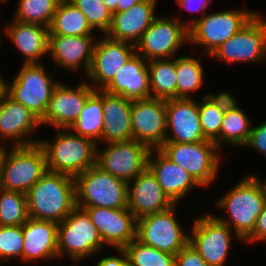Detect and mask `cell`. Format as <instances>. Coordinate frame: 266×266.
<instances>
[{
  "label": "cell",
  "mask_w": 266,
  "mask_h": 266,
  "mask_svg": "<svg viewBox=\"0 0 266 266\" xmlns=\"http://www.w3.org/2000/svg\"><path fill=\"white\" fill-rule=\"evenodd\" d=\"M28 216L57 224L76 207L75 178L63 173H47L26 193Z\"/></svg>",
  "instance_id": "cell-1"
},
{
  "label": "cell",
  "mask_w": 266,
  "mask_h": 266,
  "mask_svg": "<svg viewBox=\"0 0 266 266\" xmlns=\"http://www.w3.org/2000/svg\"><path fill=\"white\" fill-rule=\"evenodd\" d=\"M265 203L263 188L251 173L242 177L216 201V207L227 211L229 218L214 216L244 240L253 231Z\"/></svg>",
  "instance_id": "cell-2"
},
{
  "label": "cell",
  "mask_w": 266,
  "mask_h": 266,
  "mask_svg": "<svg viewBox=\"0 0 266 266\" xmlns=\"http://www.w3.org/2000/svg\"><path fill=\"white\" fill-rule=\"evenodd\" d=\"M53 141L39 140L43 148L47 169L72 177L96 165L97 144L89 138L76 135L70 129H56Z\"/></svg>",
  "instance_id": "cell-3"
},
{
  "label": "cell",
  "mask_w": 266,
  "mask_h": 266,
  "mask_svg": "<svg viewBox=\"0 0 266 266\" xmlns=\"http://www.w3.org/2000/svg\"><path fill=\"white\" fill-rule=\"evenodd\" d=\"M7 147L0 163V188L26 194L48 171L44 150L38 143Z\"/></svg>",
  "instance_id": "cell-4"
},
{
  "label": "cell",
  "mask_w": 266,
  "mask_h": 266,
  "mask_svg": "<svg viewBox=\"0 0 266 266\" xmlns=\"http://www.w3.org/2000/svg\"><path fill=\"white\" fill-rule=\"evenodd\" d=\"M258 11L221 10L205 14L201 18H192L188 23L189 43L201 46L202 57L215 52L225 41L243 28Z\"/></svg>",
  "instance_id": "cell-5"
},
{
  "label": "cell",
  "mask_w": 266,
  "mask_h": 266,
  "mask_svg": "<svg viewBox=\"0 0 266 266\" xmlns=\"http://www.w3.org/2000/svg\"><path fill=\"white\" fill-rule=\"evenodd\" d=\"M76 207L127 208L128 183L94 165L75 177Z\"/></svg>",
  "instance_id": "cell-6"
},
{
  "label": "cell",
  "mask_w": 266,
  "mask_h": 266,
  "mask_svg": "<svg viewBox=\"0 0 266 266\" xmlns=\"http://www.w3.org/2000/svg\"><path fill=\"white\" fill-rule=\"evenodd\" d=\"M105 245L87 212L75 207L66 219L58 224V258L70 257L75 263L98 254Z\"/></svg>",
  "instance_id": "cell-7"
},
{
  "label": "cell",
  "mask_w": 266,
  "mask_h": 266,
  "mask_svg": "<svg viewBox=\"0 0 266 266\" xmlns=\"http://www.w3.org/2000/svg\"><path fill=\"white\" fill-rule=\"evenodd\" d=\"M159 150L186 170L201 188L212 185L222 163L220 150L210 140L196 143L165 142Z\"/></svg>",
  "instance_id": "cell-8"
},
{
  "label": "cell",
  "mask_w": 266,
  "mask_h": 266,
  "mask_svg": "<svg viewBox=\"0 0 266 266\" xmlns=\"http://www.w3.org/2000/svg\"><path fill=\"white\" fill-rule=\"evenodd\" d=\"M186 44H185V43ZM189 43V28L186 21L178 17L157 16L139 41L135 44L136 54L146 61L170 59Z\"/></svg>",
  "instance_id": "cell-9"
},
{
  "label": "cell",
  "mask_w": 266,
  "mask_h": 266,
  "mask_svg": "<svg viewBox=\"0 0 266 266\" xmlns=\"http://www.w3.org/2000/svg\"><path fill=\"white\" fill-rule=\"evenodd\" d=\"M21 66L12 82H9L8 97L24 105L41 120L59 81L47 74L42 62L23 63Z\"/></svg>",
  "instance_id": "cell-10"
},
{
  "label": "cell",
  "mask_w": 266,
  "mask_h": 266,
  "mask_svg": "<svg viewBox=\"0 0 266 266\" xmlns=\"http://www.w3.org/2000/svg\"><path fill=\"white\" fill-rule=\"evenodd\" d=\"M191 225L189 244L210 266H225L232 238L235 237L239 242H244L228 225L219 221L211 212L196 217Z\"/></svg>",
  "instance_id": "cell-11"
},
{
  "label": "cell",
  "mask_w": 266,
  "mask_h": 266,
  "mask_svg": "<svg viewBox=\"0 0 266 266\" xmlns=\"http://www.w3.org/2000/svg\"><path fill=\"white\" fill-rule=\"evenodd\" d=\"M177 206L174 204L167 210L138 218L136 239L161 252L179 253L189 243V232H185L176 219Z\"/></svg>",
  "instance_id": "cell-12"
},
{
  "label": "cell",
  "mask_w": 266,
  "mask_h": 266,
  "mask_svg": "<svg viewBox=\"0 0 266 266\" xmlns=\"http://www.w3.org/2000/svg\"><path fill=\"white\" fill-rule=\"evenodd\" d=\"M209 58H217L216 61H225L228 64L263 62L266 59V18L258 12Z\"/></svg>",
  "instance_id": "cell-13"
},
{
  "label": "cell",
  "mask_w": 266,
  "mask_h": 266,
  "mask_svg": "<svg viewBox=\"0 0 266 266\" xmlns=\"http://www.w3.org/2000/svg\"><path fill=\"white\" fill-rule=\"evenodd\" d=\"M104 145H97L96 165L116 178L128 183L148 167L151 149L146 144L129 140Z\"/></svg>",
  "instance_id": "cell-14"
},
{
  "label": "cell",
  "mask_w": 266,
  "mask_h": 266,
  "mask_svg": "<svg viewBox=\"0 0 266 266\" xmlns=\"http://www.w3.org/2000/svg\"><path fill=\"white\" fill-rule=\"evenodd\" d=\"M135 53L134 44L114 40L106 34L97 37L86 75L87 81H91L89 85L95 90H103Z\"/></svg>",
  "instance_id": "cell-15"
},
{
  "label": "cell",
  "mask_w": 266,
  "mask_h": 266,
  "mask_svg": "<svg viewBox=\"0 0 266 266\" xmlns=\"http://www.w3.org/2000/svg\"><path fill=\"white\" fill-rule=\"evenodd\" d=\"M166 100L147 98L132 101L131 130L133 140L159 149L166 138Z\"/></svg>",
  "instance_id": "cell-16"
},
{
  "label": "cell",
  "mask_w": 266,
  "mask_h": 266,
  "mask_svg": "<svg viewBox=\"0 0 266 266\" xmlns=\"http://www.w3.org/2000/svg\"><path fill=\"white\" fill-rule=\"evenodd\" d=\"M71 87L60 81L54 88L45 116L40 120L41 125L69 129L79 118L88 97L95 89L86 81L77 87Z\"/></svg>",
  "instance_id": "cell-17"
},
{
  "label": "cell",
  "mask_w": 266,
  "mask_h": 266,
  "mask_svg": "<svg viewBox=\"0 0 266 266\" xmlns=\"http://www.w3.org/2000/svg\"><path fill=\"white\" fill-rule=\"evenodd\" d=\"M79 208L87 212L104 245L124 248L136 238L137 218L128 208Z\"/></svg>",
  "instance_id": "cell-18"
},
{
  "label": "cell",
  "mask_w": 266,
  "mask_h": 266,
  "mask_svg": "<svg viewBox=\"0 0 266 266\" xmlns=\"http://www.w3.org/2000/svg\"><path fill=\"white\" fill-rule=\"evenodd\" d=\"M196 98L166 100L165 142L196 143L206 141L200 124Z\"/></svg>",
  "instance_id": "cell-19"
},
{
  "label": "cell",
  "mask_w": 266,
  "mask_h": 266,
  "mask_svg": "<svg viewBox=\"0 0 266 266\" xmlns=\"http://www.w3.org/2000/svg\"><path fill=\"white\" fill-rule=\"evenodd\" d=\"M39 126H42L40 119L24 105L13 101L9 97L0 105L1 146H7L5 145L6 140H9L8 142L12 141L11 146L13 147L31 146L38 143L40 139H31L29 136Z\"/></svg>",
  "instance_id": "cell-20"
},
{
  "label": "cell",
  "mask_w": 266,
  "mask_h": 266,
  "mask_svg": "<svg viewBox=\"0 0 266 266\" xmlns=\"http://www.w3.org/2000/svg\"><path fill=\"white\" fill-rule=\"evenodd\" d=\"M174 204L148 167L128 182L127 208L137 219L167 210Z\"/></svg>",
  "instance_id": "cell-21"
},
{
  "label": "cell",
  "mask_w": 266,
  "mask_h": 266,
  "mask_svg": "<svg viewBox=\"0 0 266 266\" xmlns=\"http://www.w3.org/2000/svg\"><path fill=\"white\" fill-rule=\"evenodd\" d=\"M95 36H49V56L56 65L54 70L60 67L77 72L83 68L84 75H87L97 39Z\"/></svg>",
  "instance_id": "cell-22"
},
{
  "label": "cell",
  "mask_w": 266,
  "mask_h": 266,
  "mask_svg": "<svg viewBox=\"0 0 266 266\" xmlns=\"http://www.w3.org/2000/svg\"><path fill=\"white\" fill-rule=\"evenodd\" d=\"M148 168L175 204L182 201L195 187H201L186 170L169 160L159 149L150 150Z\"/></svg>",
  "instance_id": "cell-23"
},
{
  "label": "cell",
  "mask_w": 266,
  "mask_h": 266,
  "mask_svg": "<svg viewBox=\"0 0 266 266\" xmlns=\"http://www.w3.org/2000/svg\"><path fill=\"white\" fill-rule=\"evenodd\" d=\"M158 0H143L128 10L113 13L109 38L136 44L142 34L158 16L155 13Z\"/></svg>",
  "instance_id": "cell-24"
},
{
  "label": "cell",
  "mask_w": 266,
  "mask_h": 266,
  "mask_svg": "<svg viewBox=\"0 0 266 266\" xmlns=\"http://www.w3.org/2000/svg\"><path fill=\"white\" fill-rule=\"evenodd\" d=\"M22 231L24 238L23 260L25 263L58 259L57 223L29 217L26 223L22 225Z\"/></svg>",
  "instance_id": "cell-25"
},
{
  "label": "cell",
  "mask_w": 266,
  "mask_h": 266,
  "mask_svg": "<svg viewBox=\"0 0 266 266\" xmlns=\"http://www.w3.org/2000/svg\"><path fill=\"white\" fill-rule=\"evenodd\" d=\"M103 90L132 101L150 98L148 61L135 53Z\"/></svg>",
  "instance_id": "cell-26"
},
{
  "label": "cell",
  "mask_w": 266,
  "mask_h": 266,
  "mask_svg": "<svg viewBox=\"0 0 266 266\" xmlns=\"http://www.w3.org/2000/svg\"><path fill=\"white\" fill-rule=\"evenodd\" d=\"M12 22V23H11ZM7 26H3L4 34L9 37L13 45L24 56L23 63H40L41 58L49 55V30L48 27L22 23L12 20Z\"/></svg>",
  "instance_id": "cell-27"
},
{
  "label": "cell",
  "mask_w": 266,
  "mask_h": 266,
  "mask_svg": "<svg viewBox=\"0 0 266 266\" xmlns=\"http://www.w3.org/2000/svg\"><path fill=\"white\" fill-rule=\"evenodd\" d=\"M132 100L103 90L104 126L100 142L133 140L131 130Z\"/></svg>",
  "instance_id": "cell-28"
},
{
  "label": "cell",
  "mask_w": 266,
  "mask_h": 266,
  "mask_svg": "<svg viewBox=\"0 0 266 266\" xmlns=\"http://www.w3.org/2000/svg\"><path fill=\"white\" fill-rule=\"evenodd\" d=\"M48 30L49 36L96 35L86 16L69 0L59 2Z\"/></svg>",
  "instance_id": "cell-29"
},
{
  "label": "cell",
  "mask_w": 266,
  "mask_h": 266,
  "mask_svg": "<svg viewBox=\"0 0 266 266\" xmlns=\"http://www.w3.org/2000/svg\"><path fill=\"white\" fill-rule=\"evenodd\" d=\"M104 126L103 90H95L87 99L79 118L69 128L76 135L100 144Z\"/></svg>",
  "instance_id": "cell-30"
},
{
  "label": "cell",
  "mask_w": 266,
  "mask_h": 266,
  "mask_svg": "<svg viewBox=\"0 0 266 266\" xmlns=\"http://www.w3.org/2000/svg\"><path fill=\"white\" fill-rule=\"evenodd\" d=\"M151 97L169 100L177 98L176 57L148 61Z\"/></svg>",
  "instance_id": "cell-31"
},
{
  "label": "cell",
  "mask_w": 266,
  "mask_h": 266,
  "mask_svg": "<svg viewBox=\"0 0 266 266\" xmlns=\"http://www.w3.org/2000/svg\"><path fill=\"white\" fill-rule=\"evenodd\" d=\"M200 59L188 55L176 57L177 98H194L191 94L203 86L205 77Z\"/></svg>",
  "instance_id": "cell-32"
},
{
  "label": "cell",
  "mask_w": 266,
  "mask_h": 266,
  "mask_svg": "<svg viewBox=\"0 0 266 266\" xmlns=\"http://www.w3.org/2000/svg\"><path fill=\"white\" fill-rule=\"evenodd\" d=\"M252 123L241 107L225 112L220 129V148L223 145L244 148L252 130Z\"/></svg>",
  "instance_id": "cell-33"
},
{
  "label": "cell",
  "mask_w": 266,
  "mask_h": 266,
  "mask_svg": "<svg viewBox=\"0 0 266 266\" xmlns=\"http://www.w3.org/2000/svg\"><path fill=\"white\" fill-rule=\"evenodd\" d=\"M61 0H19L14 19L49 27Z\"/></svg>",
  "instance_id": "cell-34"
},
{
  "label": "cell",
  "mask_w": 266,
  "mask_h": 266,
  "mask_svg": "<svg viewBox=\"0 0 266 266\" xmlns=\"http://www.w3.org/2000/svg\"><path fill=\"white\" fill-rule=\"evenodd\" d=\"M26 194L0 188V225H24L28 220Z\"/></svg>",
  "instance_id": "cell-35"
},
{
  "label": "cell",
  "mask_w": 266,
  "mask_h": 266,
  "mask_svg": "<svg viewBox=\"0 0 266 266\" xmlns=\"http://www.w3.org/2000/svg\"><path fill=\"white\" fill-rule=\"evenodd\" d=\"M123 249L130 266H175V255L161 252L136 238Z\"/></svg>",
  "instance_id": "cell-36"
},
{
  "label": "cell",
  "mask_w": 266,
  "mask_h": 266,
  "mask_svg": "<svg viewBox=\"0 0 266 266\" xmlns=\"http://www.w3.org/2000/svg\"><path fill=\"white\" fill-rule=\"evenodd\" d=\"M202 99V100H201ZM198 100V109L200 116V124L204 137L207 140L213 141L218 149H220V129L224 112L216 105L209 101L205 95Z\"/></svg>",
  "instance_id": "cell-37"
},
{
  "label": "cell",
  "mask_w": 266,
  "mask_h": 266,
  "mask_svg": "<svg viewBox=\"0 0 266 266\" xmlns=\"http://www.w3.org/2000/svg\"><path fill=\"white\" fill-rule=\"evenodd\" d=\"M74 4L87 18L90 26L103 35L110 29L112 16L111 11L105 6L102 0H69Z\"/></svg>",
  "instance_id": "cell-38"
},
{
  "label": "cell",
  "mask_w": 266,
  "mask_h": 266,
  "mask_svg": "<svg viewBox=\"0 0 266 266\" xmlns=\"http://www.w3.org/2000/svg\"><path fill=\"white\" fill-rule=\"evenodd\" d=\"M23 244L22 226L0 225V263L15 258L23 261Z\"/></svg>",
  "instance_id": "cell-39"
},
{
  "label": "cell",
  "mask_w": 266,
  "mask_h": 266,
  "mask_svg": "<svg viewBox=\"0 0 266 266\" xmlns=\"http://www.w3.org/2000/svg\"><path fill=\"white\" fill-rule=\"evenodd\" d=\"M245 147L257 150L260 154H264V156H266V120L257 126H252L249 139L244 148Z\"/></svg>",
  "instance_id": "cell-40"
},
{
  "label": "cell",
  "mask_w": 266,
  "mask_h": 266,
  "mask_svg": "<svg viewBox=\"0 0 266 266\" xmlns=\"http://www.w3.org/2000/svg\"><path fill=\"white\" fill-rule=\"evenodd\" d=\"M175 266H210L200 254L188 243L175 255Z\"/></svg>",
  "instance_id": "cell-41"
},
{
  "label": "cell",
  "mask_w": 266,
  "mask_h": 266,
  "mask_svg": "<svg viewBox=\"0 0 266 266\" xmlns=\"http://www.w3.org/2000/svg\"><path fill=\"white\" fill-rule=\"evenodd\" d=\"M205 97L224 113L239 107L237 103L238 101H236L234 96L226 91H221L217 94L207 92Z\"/></svg>",
  "instance_id": "cell-42"
},
{
  "label": "cell",
  "mask_w": 266,
  "mask_h": 266,
  "mask_svg": "<svg viewBox=\"0 0 266 266\" xmlns=\"http://www.w3.org/2000/svg\"><path fill=\"white\" fill-rule=\"evenodd\" d=\"M244 243H266V203L256 219V224L253 231L243 240Z\"/></svg>",
  "instance_id": "cell-43"
},
{
  "label": "cell",
  "mask_w": 266,
  "mask_h": 266,
  "mask_svg": "<svg viewBox=\"0 0 266 266\" xmlns=\"http://www.w3.org/2000/svg\"><path fill=\"white\" fill-rule=\"evenodd\" d=\"M116 253L120 254V256L108 255L103 258L97 260L95 266H127L128 259L126 252L123 248H115Z\"/></svg>",
  "instance_id": "cell-44"
},
{
  "label": "cell",
  "mask_w": 266,
  "mask_h": 266,
  "mask_svg": "<svg viewBox=\"0 0 266 266\" xmlns=\"http://www.w3.org/2000/svg\"><path fill=\"white\" fill-rule=\"evenodd\" d=\"M211 1L212 0H175L179 7L188 10L190 13H202V16H200V18L206 14L204 10L209 7Z\"/></svg>",
  "instance_id": "cell-45"
},
{
  "label": "cell",
  "mask_w": 266,
  "mask_h": 266,
  "mask_svg": "<svg viewBox=\"0 0 266 266\" xmlns=\"http://www.w3.org/2000/svg\"><path fill=\"white\" fill-rule=\"evenodd\" d=\"M9 92V82L6 81L2 74L0 73V105L5 101L8 97Z\"/></svg>",
  "instance_id": "cell-46"
},
{
  "label": "cell",
  "mask_w": 266,
  "mask_h": 266,
  "mask_svg": "<svg viewBox=\"0 0 266 266\" xmlns=\"http://www.w3.org/2000/svg\"><path fill=\"white\" fill-rule=\"evenodd\" d=\"M143 0H118L117 3V12H122L124 10H128L131 8L133 5H136Z\"/></svg>",
  "instance_id": "cell-47"
},
{
  "label": "cell",
  "mask_w": 266,
  "mask_h": 266,
  "mask_svg": "<svg viewBox=\"0 0 266 266\" xmlns=\"http://www.w3.org/2000/svg\"><path fill=\"white\" fill-rule=\"evenodd\" d=\"M105 6L111 11V13L117 12V3L118 0H102Z\"/></svg>",
  "instance_id": "cell-48"
},
{
  "label": "cell",
  "mask_w": 266,
  "mask_h": 266,
  "mask_svg": "<svg viewBox=\"0 0 266 266\" xmlns=\"http://www.w3.org/2000/svg\"><path fill=\"white\" fill-rule=\"evenodd\" d=\"M254 176L259 180V182H260V184H261V186L263 188L264 195H265V200H266V180L264 181V180L260 179V177H258L256 175H254Z\"/></svg>",
  "instance_id": "cell-49"
},
{
  "label": "cell",
  "mask_w": 266,
  "mask_h": 266,
  "mask_svg": "<svg viewBox=\"0 0 266 266\" xmlns=\"http://www.w3.org/2000/svg\"><path fill=\"white\" fill-rule=\"evenodd\" d=\"M3 153H4V146L0 145V163H1V159H2Z\"/></svg>",
  "instance_id": "cell-50"
},
{
  "label": "cell",
  "mask_w": 266,
  "mask_h": 266,
  "mask_svg": "<svg viewBox=\"0 0 266 266\" xmlns=\"http://www.w3.org/2000/svg\"><path fill=\"white\" fill-rule=\"evenodd\" d=\"M1 42H2V38H1V34H0V48H1V44H2Z\"/></svg>",
  "instance_id": "cell-51"
}]
</instances>
